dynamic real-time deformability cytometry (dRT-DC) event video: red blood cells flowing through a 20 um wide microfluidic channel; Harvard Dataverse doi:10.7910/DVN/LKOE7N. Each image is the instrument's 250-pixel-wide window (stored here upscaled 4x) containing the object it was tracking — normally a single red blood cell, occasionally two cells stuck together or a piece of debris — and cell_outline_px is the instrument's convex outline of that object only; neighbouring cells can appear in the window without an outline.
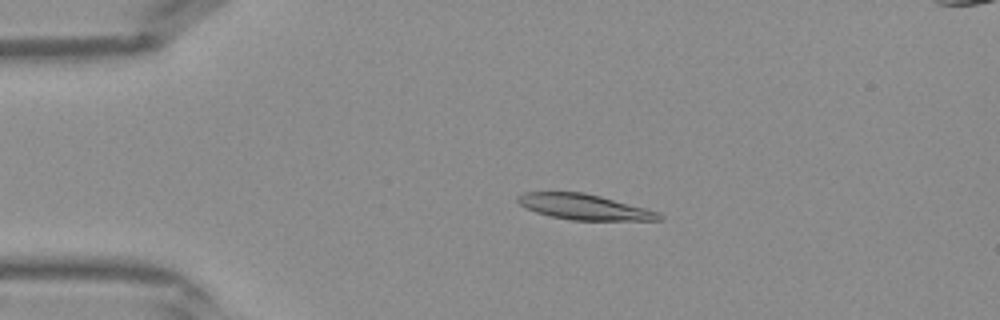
{"species": "Egyptian fruit bat (a non-hibernating species)", "species_latin": "Rousettus aegyptiacus", "temperature_condition": "warm", "stored_images_in_passage": 43, "segment_of_instrument_passage": [1, 2], "camera_frame_rate_fps": 3000, "um_per_image_px": 0.085, "frame": {"image": 1, "passage_image": 9, "time_ms": 2.667, "image_size_px": [1000, 320], "cell_outline_px": [[664, 220], [572, 220], [552, 216], [536, 212], [520, 204], [516, 200], [516, 196], [524, 192], [584, 192], [600, 196], [660, 212], [664, 216]], "centroid_in_image_um": [49.68, 17.59], "position_along_channel_um": 35.3, "area_um2": 20.87}}
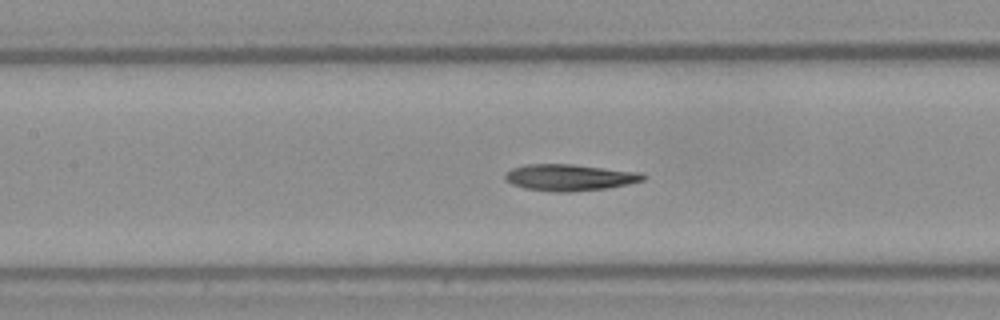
{"frame": {"image": 2, "passage_image": 19, "time_ms": 6.0, "image_size_px": [1000, 320], "cell_outline_px": [[648, 176], [644, 180], [628, 184], [608, 188], [568, 192], [552, 192], [524, 188], [512, 184], [504, 180], [504, 176], [512, 168], [524, 164], [572, 164], [640, 172]], "centroid_in_image_um": [48.41, 15.08], "position_along_channel_um": 159.0, "area_um2": 21.44}}
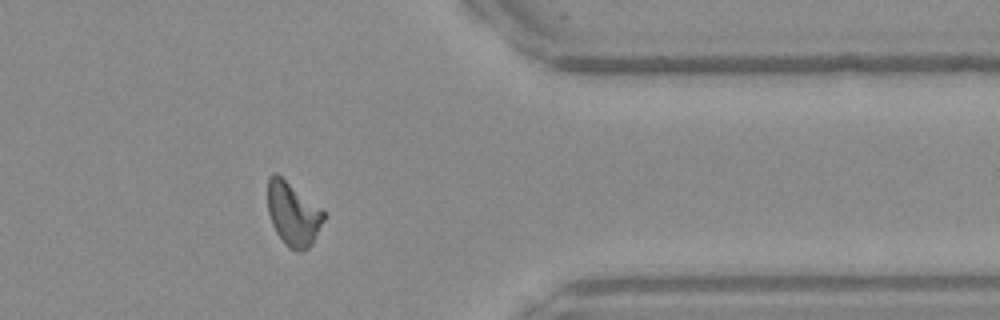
{"frame": {"image": 3, "passage_image": 34, "time_ms": 11.0, "image_size_px": [1000, 320], "cell_outline_px": [[324, 220], [312, 244], [304, 252], [300, 252], [288, 248], [284, 244], [276, 232], [272, 224], [268, 212], [268, 176], [272, 172], [276, 172], [320, 208], [324, 212]], "centroid_in_image_um": [24.89, 18.21], "position_along_channel_um": 386.5, "area_um2": 20.69}}